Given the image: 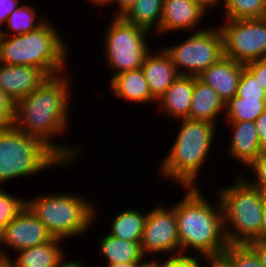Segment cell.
I'll return each mask as SVG.
<instances>
[{
	"instance_id": "cell-24",
	"label": "cell",
	"mask_w": 266,
	"mask_h": 267,
	"mask_svg": "<svg viewBox=\"0 0 266 267\" xmlns=\"http://www.w3.org/2000/svg\"><path fill=\"white\" fill-rule=\"evenodd\" d=\"M164 0H137L122 17L126 22L159 34ZM156 28H155V27Z\"/></svg>"
},
{
	"instance_id": "cell-7",
	"label": "cell",
	"mask_w": 266,
	"mask_h": 267,
	"mask_svg": "<svg viewBox=\"0 0 266 267\" xmlns=\"http://www.w3.org/2000/svg\"><path fill=\"white\" fill-rule=\"evenodd\" d=\"M60 165L66 164L38 138L13 125L0 130V185Z\"/></svg>"
},
{
	"instance_id": "cell-29",
	"label": "cell",
	"mask_w": 266,
	"mask_h": 267,
	"mask_svg": "<svg viewBox=\"0 0 266 267\" xmlns=\"http://www.w3.org/2000/svg\"><path fill=\"white\" fill-rule=\"evenodd\" d=\"M26 206V199L17 198L0 187V235L5 226Z\"/></svg>"
},
{
	"instance_id": "cell-42",
	"label": "cell",
	"mask_w": 266,
	"mask_h": 267,
	"mask_svg": "<svg viewBox=\"0 0 266 267\" xmlns=\"http://www.w3.org/2000/svg\"><path fill=\"white\" fill-rule=\"evenodd\" d=\"M54 267H84L82 261L78 260H62L58 265Z\"/></svg>"
},
{
	"instance_id": "cell-41",
	"label": "cell",
	"mask_w": 266,
	"mask_h": 267,
	"mask_svg": "<svg viewBox=\"0 0 266 267\" xmlns=\"http://www.w3.org/2000/svg\"><path fill=\"white\" fill-rule=\"evenodd\" d=\"M207 267H231V265L221 256V257H213V258H206Z\"/></svg>"
},
{
	"instance_id": "cell-44",
	"label": "cell",
	"mask_w": 266,
	"mask_h": 267,
	"mask_svg": "<svg viewBox=\"0 0 266 267\" xmlns=\"http://www.w3.org/2000/svg\"><path fill=\"white\" fill-rule=\"evenodd\" d=\"M143 262L119 263L110 267H139Z\"/></svg>"
},
{
	"instance_id": "cell-33",
	"label": "cell",
	"mask_w": 266,
	"mask_h": 267,
	"mask_svg": "<svg viewBox=\"0 0 266 267\" xmlns=\"http://www.w3.org/2000/svg\"><path fill=\"white\" fill-rule=\"evenodd\" d=\"M201 260H206L203 257L196 256H181L168 258L163 262V267H202Z\"/></svg>"
},
{
	"instance_id": "cell-10",
	"label": "cell",
	"mask_w": 266,
	"mask_h": 267,
	"mask_svg": "<svg viewBox=\"0 0 266 267\" xmlns=\"http://www.w3.org/2000/svg\"><path fill=\"white\" fill-rule=\"evenodd\" d=\"M218 27L223 37L225 57L244 65L266 58V17L225 20Z\"/></svg>"
},
{
	"instance_id": "cell-14",
	"label": "cell",
	"mask_w": 266,
	"mask_h": 267,
	"mask_svg": "<svg viewBox=\"0 0 266 267\" xmlns=\"http://www.w3.org/2000/svg\"><path fill=\"white\" fill-rule=\"evenodd\" d=\"M205 14L206 12L193 1L164 0L159 34L181 30H192L191 33L195 32L196 29L200 31L197 25L203 20Z\"/></svg>"
},
{
	"instance_id": "cell-30",
	"label": "cell",
	"mask_w": 266,
	"mask_h": 267,
	"mask_svg": "<svg viewBox=\"0 0 266 267\" xmlns=\"http://www.w3.org/2000/svg\"><path fill=\"white\" fill-rule=\"evenodd\" d=\"M236 96L244 99H266V91L246 67L241 73Z\"/></svg>"
},
{
	"instance_id": "cell-15",
	"label": "cell",
	"mask_w": 266,
	"mask_h": 267,
	"mask_svg": "<svg viewBox=\"0 0 266 267\" xmlns=\"http://www.w3.org/2000/svg\"><path fill=\"white\" fill-rule=\"evenodd\" d=\"M244 67V64L223 56L197 77L212 87L226 104L236 95Z\"/></svg>"
},
{
	"instance_id": "cell-12",
	"label": "cell",
	"mask_w": 266,
	"mask_h": 267,
	"mask_svg": "<svg viewBox=\"0 0 266 267\" xmlns=\"http://www.w3.org/2000/svg\"><path fill=\"white\" fill-rule=\"evenodd\" d=\"M53 237L46 226L25 206L19 214L10 221L0 235V252L5 261L11 259L1 245L18 252L22 249L35 247L50 241Z\"/></svg>"
},
{
	"instance_id": "cell-2",
	"label": "cell",
	"mask_w": 266,
	"mask_h": 267,
	"mask_svg": "<svg viewBox=\"0 0 266 267\" xmlns=\"http://www.w3.org/2000/svg\"><path fill=\"white\" fill-rule=\"evenodd\" d=\"M184 190H186L185 196L174 204L180 257L192 256L188 253L191 249L194 251L192 253L196 252L194 254L196 257H221L229 242L225 234L223 210L219 198L217 203H211L203 196L200 186Z\"/></svg>"
},
{
	"instance_id": "cell-3",
	"label": "cell",
	"mask_w": 266,
	"mask_h": 267,
	"mask_svg": "<svg viewBox=\"0 0 266 267\" xmlns=\"http://www.w3.org/2000/svg\"><path fill=\"white\" fill-rule=\"evenodd\" d=\"M60 33L46 20L25 34L0 35V63L38 67L49 77L65 73L69 48Z\"/></svg>"
},
{
	"instance_id": "cell-1",
	"label": "cell",
	"mask_w": 266,
	"mask_h": 267,
	"mask_svg": "<svg viewBox=\"0 0 266 267\" xmlns=\"http://www.w3.org/2000/svg\"><path fill=\"white\" fill-rule=\"evenodd\" d=\"M69 79L65 73L51 76L32 93L16 102L12 123L18 130L42 141L66 167L75 163L83 152L81 148H84L53 142L56 136L67 131L71 122L69 104L72 85Z\"/></svg>"
},
{
	"instance_id": "cell-27",
	"label": "cell",
	"mask_w": 266,
	"mask_h": 267,
	"mask_svg": "<svg viewBox=\"0 0 266 267\" xmlns=\"http://www.w3.org/2000/svg\"><path fill=\"white\" fill-rule=\"evenodd\" d=\"M226 19L247 20L266 17V0H223Z\"/></svg>"
},
{
	"instance_id": "cell-45",
	"label": "cell",
	"mask_w": 266,
	"mask_h": 267,
	"mask_svg": "<svg viewBox=\"0 0 266 267\" xmlns=\"http://www.w3.org/2000/svg\"><path fill=\"white\" fill-rule=\"evenodd\" d=\"M88 2L98 5L102 8V6H106V4L109 2V0H87Z\"/></svg>"
},
{
	"instance_id": "cell-8",
	"label": "cell",
	"mask_w": 266,
	"mask_h": 267,
	"mask_svg": "<svg viewBox=\"0 0 266 267\" xmlns=\"http://www.w3.org/2000/svg\"><path fill=\"white\" fill-rule=\"evenodd\" d=\"M104 34V54L107 64L115 73L111 78L143 65L151 47L147 42L149 31L126 22L122 17H112Z\"/></svg>"
},
{
	"instance_id": "cell-16",
	"label": "cell",
	"mask_w": 266,
	"mask_h": 267,
	"mask_svg": "<svg viewBox=\"0 0 266 267\" xmlns=\"http://www.w3.org/2000/svg\"><path fill=\"white\" fill-rule=\"evenodd\" d=\"M150 50L141 66L144 77L149 84L152 96L158 100L178 78L179 74L171 61L170 56L162 48Z\"/></svg>"
},
{
	"instance_id": "cell-4",
	"label": "cell",
	"mask_w": 266,
	"mask_h": 267,
	"mask_svg": "<svg viewBox=\"0 0 266 267\" xmlns=\"http://www.w3.org/2000/svg\"><path fill=\"white\" fill-rule=\"evenodd\" d=\"M174 144L161 161L159 174L181 187H198V174L216 141V124L206 120L181 119Z\"/></svg>"
},
{
	"instance_id": "cell-23",
	"label": "cell",
	"mask_w": 266,
	"mask_h": 267,
	"mask_svg": "<svg viewBox=\"0 0 266 267\" xmlns=\"http://www.w3.org/2000/svg\"><path fill=\"white\" fill-rule=\"evenodd\" d=\"M147 213L142 214L136 208L118 213L111 222L109 235L130 242H141Z\"/></svg>"
},
{
	"instance_id": "cell-43",
	"label": "cell",
	"mask_w": 266,
	"mask_h": 267,
	"mask_svg": "<svg viewBox=\"0 0 266 267\" xmlns=\"http://www.w3.org/2000/svg\"><path fill=\"white\" fill-rule=\"evenodd\" d=\"M146 261V262H145ZM139 267H163V262L155 260H145Z\"/></svg>"
},
{
	"instance_id": "cell-9",
	"label": "cell",
	"mask_w": 266,
	"mask_h": 267,
	"mask_svg": "<svg viewBox=\"0 0 266 267\" xmlns=\"http://www.w3.org/2000/svg\"><path fill=\"white\" fill-rule=\"evenodd\" d=\"M179 75L198 76L224 56L220 28L202 27L179 44L163 48ZM183 68V69H182Z\"/></svg>"
},
{
	"instance_id": "cell-22",
	"label": "cell",
	"mask_w": 266,
	"mask_h": 267,
	"mask_svg": "<svg viewBox=\"0 0 266 267\" xmlns=\"http://www.w3.org/2000/svg\"><path fill=\"white\" fill-rule=\"evenodd\" d=\"M99 240V252L110 267L119 263L144 262L140 242H130L110 236L108 233ZM106 258V259H105ZM144 259V260H143Z\"/></svg>"
},
{
	"instance_id": "cell-38",
	"label": "cell",
	"mask_w": 266,
	"mask_h": 267,
	"mask_svg": "<svg viewBox=\"0 0 266 267\" xmlns=\"http://www.w3.org/2000/svg\"><path fill=\"white\" fill-rule=\"evenodd\" d=\"M137 0H109V2L106 4H110V3H117L118 5V11L115 12V15H113L114 17H123L128 10L135 4ZM117 13V14H116Z\"/></svg>"
},
{
	"instance_id": "cell-40",
	"label": "cell",
	"mask_w": 266,
	"mask_h": 267,
	"mask_svg": "<svg viewBox=\"0 0 266 267\" xmlns=\"http://www.w3.org/2000/svg\"><path fill=\"white\" fill-rule=\"evenodd\" d=\"M196 3L203 11L207 12L208 8L216 7L222 0H190Z\"/></svg>"
},
{
	"instance_id": "cell-35",
	"label": "cell",
	"mask_w": 266,
	"mask_h": 267,
	"mask_svg": "<svg viewBox=\"0 0 266 267\" xmlns=\"http://www.w3.org/2000/svg\"><path fill=\"white\" fill-rule=\"evenodd\" d=\"M20 0H0V31L4 29L8 16L16 10L21 3Z\"/></svg>"
},
{
	"instance_id": "cell-26",
	"label": "cell",
	"mask_w": 266,
	"mask_h": 267,
	"mask_svg": "<svg viewBox=\"0 0 266 267\" xmlns=\"http://www.w3.org/2000/svg\"><path fill=\"white\" fill-rule=\"evenodd\" d=\"M266 109V99H244L233 96L226 104V122H254Z\"/></svg>"
},
{
	"instance_id": "cell-13",
	"label": "cell",
	"mask_w": 266,
	"mask_h": 267,
	"mask_svg": "<svg viewBox=\"0 0 266 267\" xmlns=\"http://www.w3.org/2000/svg\"><path fill=\"white\" fill-rule=\"evenodd\" d=\"M48 78L38 67L0 63V89L14 104L32 93Z\"/></svg>"
},
{
	"instance_id": "cell-6",
	"label": "cell",
	"mask_w": 266,
	"mask_h": 267,
	"mask_svg": "<svg viewBox=\"0 0 266 267\" xmlns=\"http://www.w3.org/2000/svg\"><path fill=\"white\" fill-rule=\"evenodd\" d=\"M216 194L222 206L229 244H247L253 241L261 230L266 194L250 185L241 174L234 184L218 187Z\"/></svg>"
},
{
	"instance_id": "cell-34",
	"label": "cell",
	"mask_w": 266,
	"mask_h": 267,
	"mask_svg": "<svg viewBox=\"0 0 266 267\" xmlns=\"http://www.w3.org/2000/svg\"><path fill=\"white\" fill-rule=\"evenodd\" d=\"M244 66L254 75L260 86L266 91V58L249 62Z\"/></svg>"
},
{
	"instance_id": "cell-36",
	"label": "cell",
	"mask_w": 266,
	"mask_h": 267,
	"mask_svg": "<svg viewBox=\"0 0 266 267\" xmlns=\"http://www.w3.org/2000/svg\"><path fill=\"white\" fill-rule=\"evenodd\" d=\"M254 122L258 133L260 148L262 151H266V109Z\"/></svg>"
},
{
	"instance_id": "cell-11",
	"label": "cell",
	"mask_w": 266,
	"mask_h": 267,
	"mask_svg": "<svg viewBox=\"0 0 266 267\" xmlns=\"http://www.w3.org/2000/svg\"><path fill=\"white\" fill-rule=\"evenodd\" d=\"M140 246L144 257L157 253H166L164 256L171 253L170 258L180 257L174 205H170L168 209L166 205H158L147 213Z\"/></svg>"
},
{
	"instance_id": "cell-47",
	"label": "cell",
	"mask_w": 266,
	"mask_h": 267,
	"mask_svg": "<svg viewBox=\"0 0 266 267\" xmlns=\"http://www.w3.org/2000/svg\"><path fill=\"white\" fill-rule=\"evenodd\" d=\"M4 261L3 257L1 256V252H0V262Z\"/></svg>"
},
{
	"instance_id": "cell-28",
	"label": "cell",
	"mask_w": 266,
	"mask_h": 267,
	"mask_svg": "<svg viewBox=\"0 0 266 267\" xmlns=\"http://www.w3.org/2000/svg\"><path fill=\"white\" fill-rule=\"evenodd\" d=\"M222 257L231 267H262L256 253L247 244H229Z\"/></svg>"
},
{
	"instance_id": "cell-20",
	"label": "cell",
	"mask_w": 266,
	"mask_h": 267,
	"mask_svg": "<svg viewBox=\"0 0 266 267\" xmlns=\"http://www.w3.org/2000/svg\"><path fill=\"white\" fill-rule=\"evenodd\" d=\"M225 111V103L209 85L194 76L191 98L190 120H206L216 124L220 113Z\"/></svg>"
},
{
	"instance_id": "cell-5",
	"label": "cell",
	"mask_w": 266,
	"mask_h": 267,
	"mask_svg": "<svg viewBox=\"0 0 266 267\" xmlns=\"http://www.w3.org/2000/svg\"><path fill=\"white\" fill-rule=\"evenodd\" d=\"M40 195L27 198L26 206L53 238L65 240L78 237L89 230L97 217L94 203L84 196L63 192Z\"/></svg>"
},
{
	"instance_id": "cell-21",
	"label": "cell",
	"mask_w": 266,
	"mask_h": 267,
	"mask_svg": "<svg viewBox=\"0 0 266 267\" xmlns=\"http://www.w3.org/2000/svg\"><path fill=\"white\" fill-rule=\"evenodd\" d=\"M61 241L64 240L52 238L44 244L22 249L18 251L15 261L9 259L8 262L14 267H54L65 259Z\"/></svg>"
},
{
	"instance_id": "cell-18",
	"label": "cell",
	"mask_w": 266,
	"mask_h": 267,
	"mask_svg": "<svg viewBox=\"0 0 266 267\" xmlns=\"http://www.w3.org/2000/svg\"><path fill=\"white\" fill-rule=\"evenodd\" d=\"M233 130L231 142L229 143V156L239 160L246 167L255 160L263 151L260 148L258 133L255 122H227Z\"/></svg>"
},
{
	"instance_id": "cell-19",
	"label": "cell",
	"mask_w": 266,
	"mask_h": 267,
	"mask_svg": "<svg viewBox=\"0 0 266 267\" xmlns=\"http://www.w3.org/2000/svg\"><path fill=\"white\" fill-rule=\"evenodd\" d=\"M194 87V76L179 75L157 100L159 108L174 119H188Z\"/></svg>"
},
{
	"instance_id": "cell-25",
	"label": "cell",
	"mask_w": 266,
	"mask_h": 267,
	"mask_svg": "<svg viewBox=\"0 0 266 267\" xmlns=\"http://www.w3.org/2000/svg\"><path fill=\"white\" fill-rule=\"evenodd\" d=\"M37 12L32 4L19 5L6 21V28L0 31V35L14 36L21 35L33 31L40 27L47 19L38 17ZM37 19V22L35 21ZM10 34V35H9Z\"/></svg>"
},
{
	"instance_id": "cell-37",
	"label": "cell",
	"mask_w": 266,
	"mask_h": 267,
	"mask_svg": "<svg viewBox=\"0 0 266 267\" xmlns=\"http://www.w3.org/2000/svg\"><path fill=\"white\" fill-rule=\"evenodd\" d=\"M247 245L256 253L262 267H266V242L250 241Z\"/></svg>"
},
{
	"instance_id": "cell-39",
	"label": "cell",
	"mask_w": 266,
	"mask_h": 267,
	"mask_svg": "<svg viewBox=\"0 0 266 267\" xmlns=\"http://www.w3.org/2000/svg\"><path fill=\"white\" fill-rule=\"evenodd\" d=\"M253 241L266 242V197L264 199V206L262 211V225L259 235Z\"/></svg>"
},
{
	"instance_id": "cell-46",
	"label": "cell",
	"mask_w": 266,
	"mask_h": 267,
	"mask_svg": "<svg viewBox=\"0 0 266 267\" xmlns=\"http://www.w3.org/2000/svg\"><path fill=\"white\" fill-rule=\"evenodd\" d=\"M0 267H14V266L10 262L4 260L0 262Z\"/></svg>"
},
{
	"instance_id": "cell-17",
	"label": "cell",
	"mask_w": 266,
	"mask_h": 267,
	"mask_svg": "<svg viewBox=\"0 0 266 267\" xmlns=\"http://www.w3.org/2000/svg\"><path fill=\"white\" fill-rule=\"evenodd\" d=\"M111 92L118 98L132 103H157L152 96L142 68L114 75L109 80Z\"/></svg>"
},
{
	"instance_id": "cell-31",
	"label": "cell",
	"mask_w": 266,
	"mask_h": 267,
	"mask_svg": "<svg viewBox=\"0 0 266 267\" xmlns=\"http://www.w3.org/2000/svg\"><path fill=\"white\" fill-rule=\"evenodd\" d=\"M251 171L253 170L256 176L252 180L247 179V176L243 173L241 176L254 187L260 189L266 194V151H263L255 160H253L248 166ZM255 179V180H254Z\"/></svg>"
},
{
	"instance_id": "cell-32",
	"label": "cell",
	"mask_w": 266,
	"mask_h": 267,
	"mask_svg": "<svg viewBox=\"0 0 266 267\" xmlns=\"http://www.w3.org/2000/svg\"><path fill=\"white\" fill-rule=\"evenodd\" d=\"M14 107L12 100L0 89V130L12 126Z\"/></svg>"
}]
</instances>
